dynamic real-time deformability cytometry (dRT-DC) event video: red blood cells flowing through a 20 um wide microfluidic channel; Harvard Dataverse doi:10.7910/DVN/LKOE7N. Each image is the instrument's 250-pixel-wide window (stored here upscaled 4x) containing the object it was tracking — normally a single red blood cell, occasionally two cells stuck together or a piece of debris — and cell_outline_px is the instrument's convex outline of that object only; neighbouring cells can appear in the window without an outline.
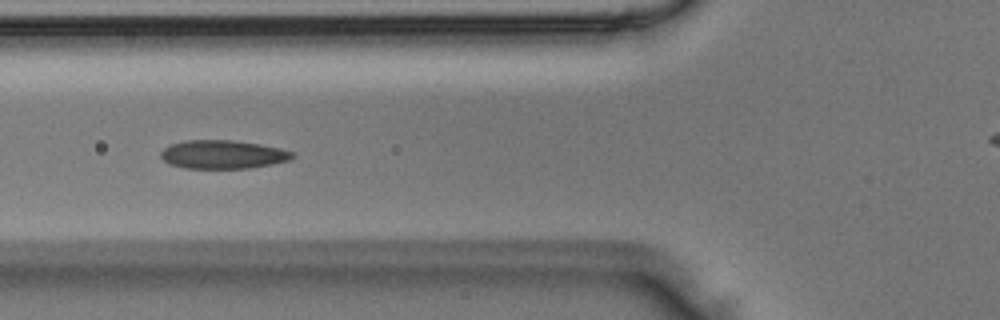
{"species": "Egyptian fruit bat (a non-hibernating species)", "species_latin": "Rousettus aegyptiacus", "temperature_condition": "room temperature", "stored_images_in_passage": 4, "camera_frame_rate_fps": 3000, "um_per_image_px": 0.085, "animal": {"sex": "male"}, "frame": {"image": 1, "passage_image": 4, "time_ms": 1.0, "image_size_px": [1000, 320], "cell_outline_px": [[296, 156], [288, 160], [272, 164], [248, 168], [184, 168], [168, 164], [160, 156], [160, 152], [168, 144], [184, 140], [232, 140], [260, 144], [280, 148], [292, 152]], "centroid_in_image_um": [18.9, 13.12], "position_along_channel_um": 106.9, "area_um2": 21.96}}